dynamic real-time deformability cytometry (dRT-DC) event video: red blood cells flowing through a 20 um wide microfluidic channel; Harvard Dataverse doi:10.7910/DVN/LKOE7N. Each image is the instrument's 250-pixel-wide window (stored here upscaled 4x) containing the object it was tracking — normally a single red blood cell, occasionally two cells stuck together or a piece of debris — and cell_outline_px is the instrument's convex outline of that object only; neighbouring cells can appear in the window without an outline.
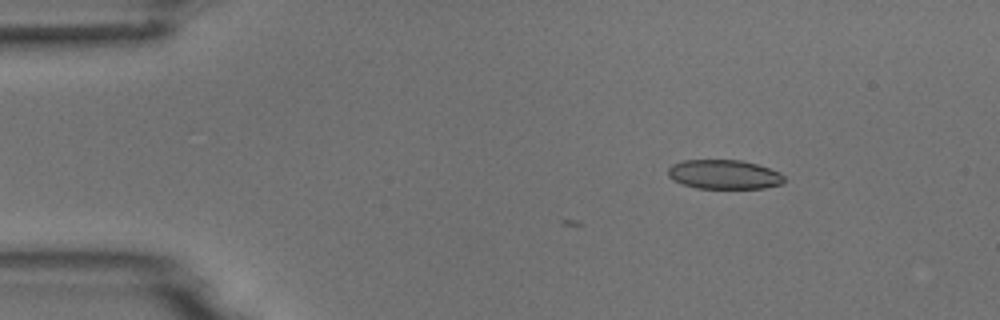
{"species": "common noctule bat (a hibernating species)", "species_latin": "Nyctalus noctula", "temperature_condition": "room temperature", "stored_images_in_passage": 3, "camera_frame_rate_fps": 3000, "um_per_image_px": 0.085, "animal": {"sex": "male", "body_mass_g": 18.8}, "frame": {"image": 1, "passage_image": 3, "time_ms": 3.0, "image_size_px": [1000, 320], "cell_outline_px": [[784, 180], [780, 184], [764, 188], [696, 188], [680, 184], [672, 180], [668, 176], [668, 168], [672, 164], [684, 160], [740, 160], [756, 164], [780, 172], [784, 176]], "centroid_in_image_um": [61.5, 14.83], "position_along_channel_um": 23.5, "area_um2": 19.83}}